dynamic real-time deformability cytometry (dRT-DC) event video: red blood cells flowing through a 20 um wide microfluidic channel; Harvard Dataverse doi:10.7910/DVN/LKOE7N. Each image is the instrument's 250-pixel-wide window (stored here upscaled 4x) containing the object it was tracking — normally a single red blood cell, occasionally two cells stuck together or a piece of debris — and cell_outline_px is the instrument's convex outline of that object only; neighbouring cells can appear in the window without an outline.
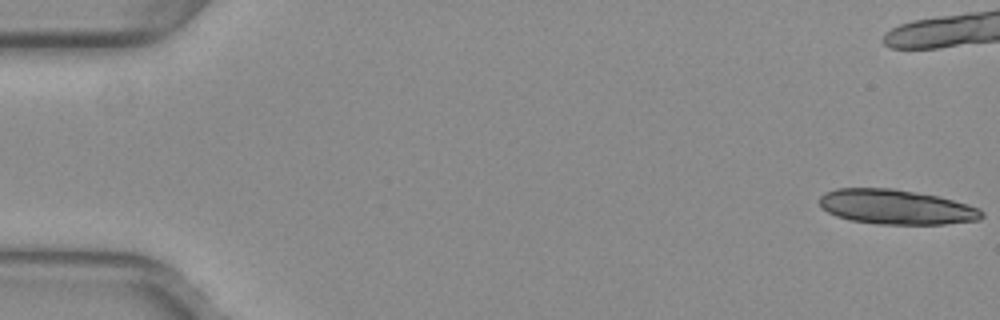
{"species": "common noctule bat (a hibernating species)", "species_latin": "Nyctalus noctula", "temperature_condition": "warm", "stored_images_in_passage": 16, "camera_frame_rate_fps": 3000, "um_per_image_px": 0.085, "animal": {"sex": "female", "body_mass_g": 29.2, "forearm_length_mm": 56.3}, "frame": {"image": 1, "passage_image": 1, "time_ms": 0.0, "image_size_px": [1000, 320], "cell_outline_px": [[984, 216], [980, 220], [944, 224], [876, 224], [852, 220], [836, 216], [828, 212], [820, 204], [820, 196], [824, 192], [836, 188], [892, 188], [936, 196], [968, 204], [980, 208], [984, 212]], "centroid_in_image_um": [76.19, 17.59], "position_along_channel_um": 8.8, "area_um2": 32.83}}